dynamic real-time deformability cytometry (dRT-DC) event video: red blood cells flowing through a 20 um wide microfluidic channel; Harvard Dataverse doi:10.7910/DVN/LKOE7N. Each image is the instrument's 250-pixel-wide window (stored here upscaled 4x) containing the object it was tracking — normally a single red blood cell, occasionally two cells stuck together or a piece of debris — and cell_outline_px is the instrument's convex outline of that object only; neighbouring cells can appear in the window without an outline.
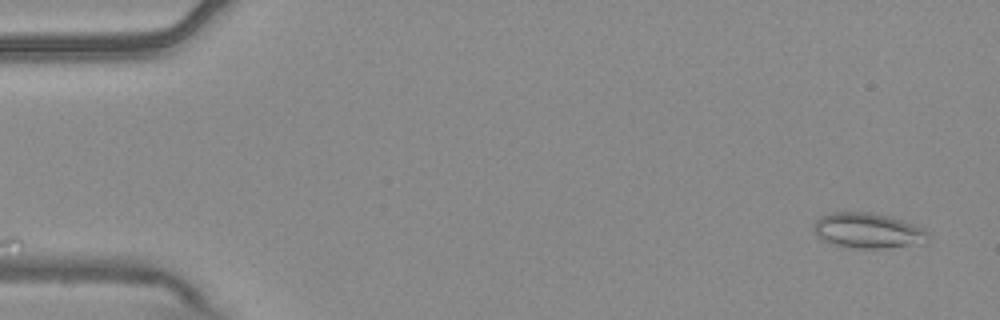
{"species": "common noctule bat (a hibernating species)", "species_latin": "Nyctalus noctula", "temperature_condition": "warm", "stored_images_in_passage": 4, "camera_frame_rate_fps": 3000, "um_per_image_px": 0.085, "animal": {"sex": "male", "body_mass_g": 20.4}, "frame": {"image": 1, "passage_image": 1, "time_ms": 0.0, "image_size_px": [1000, 320], "cell_outline_px": [[928, 240], [924, 244], [884, 248], [848, 248], [820, 240], [812, 232], [812, 224], [820, 216], [832, 212], [872, 212], [892, 216], [924, 228], [928, 232]], "centroid_in_image_um": [73.75, 19.6], "position_along_channel_um": 11.3, "area_um2": 24.16}}